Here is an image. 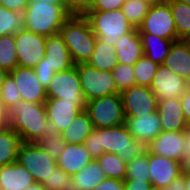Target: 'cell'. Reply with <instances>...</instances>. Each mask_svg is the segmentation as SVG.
I'll return each instance as SVG.
<instances>
[{"label": "cell", "instance_id": "1", "mask_svg": "<svg viewBox=\"0 0 190 190\" xmlns=\"http://www.w3.org/2000/svg\"><path fill=\"white\" fill-rule=\"evenodd\" d=\"M9 128L25 143H37L49 126L45 103L18 101L9 110Z\"/></svg>", "mask_w": 190, "mask_h": 190}, {"label": "cell", "instance_id": "2", "mask_svg": "<svg viewBox=\"0 0 190 190\" xmlns=\"http://www.w3.org/2000/svg\"><path fill=\"white\" fill-rule=\"evenodd\" d=\"M69 17L65 5L30 1L23 13L24 29L45 37L56 35Z\"/></svg>", "mask_w": 190, "mask_h": 190}, {"label": "cell", "instance_id": "3", "mask_svg": "<svg viewBox=\"0 0 190 190\" xmlns=\"http://www.w3.org/2000/svg\"><path fill=\"white\" fill-rule=\"evenodd\" d=\"M59 34L75 65L89 61L97 38L84 16H70L62 25Z\"/></svg>", "mask_w": 190, "mask_h": 190}, {"label": "cell", "instance_id": "4", "mask_svg": "<svg viewBox=\"0 0 190 190\" xmlns=\"http://www.w3.org/2000/svg\"><path fill=\"white\" fill-rule=\"evenodd\" d=\"M84 17L89 21L96 38L112 46L122 35L134 29L121 8L111 11L91 10Z\"/></svg>", "mask_w": 190, "mask_h": 190}, {"label": "cell", "instance_id": "5", "mask_svg": "<svg viewBox=\"0 0 190 190\" xmlns=\"http://www.w3.org/2000/svg\"><path fill=\"white\" fill-rule=\"evenodd\" d=\"M100 148H103L104 152L117 154L126 164L147 150V146L134 139L124 124L100 128Z\"/></svg>", "mask_w": 190, "mask_h": 190}, {"label": "cell", "instance_id": "6", "mask_svg": "<svg viewBox=\"0 0 190 190\" xmlns=\"http://www.w3.org/2000/svg\"><path fill=\"white\" fill-rule=\"evenodd\" d=\"M85 111L95 129L123 125L126 118L120 93L86 102Z\"/></svg>", "mask_w": 190, "mask_h": 190}, {"label": "cell", "instance_id": "7", "mask_svg": "<svg viewBox=\"0 0 190 190\" xmlns=\"http://www.w3.org/2000/svg\"><path fill=\"white\" fill-rule=\"evenodd\" d=\"M80 76L85 102L120 93L111 71L97 70L87 63L75 65Z\"/></svg>", "mask_w": 190, "mask_h": 190}, {"label": "cell", "instance_id": "8", "mask_svg": "<svg viewBox=\"0 0 190 190\" xmlns=\"http://www.w3.org/2000/svg\"><path fill=\"white\" fill-rule=\"evenodd\" d=\"M17 162L26 168L35 182L44 183L58 167L56 159L52 158L37 143H25L19 147Z\"/></svg>", "mask_w": 190, "mask_h": 190}, {"label": "cell", "instance_id": "9", "mask_svg": "<svg viewBox=\"0 0 190 190\" xmlns=\"http://www.w3.org/2000/svg\"><path fill=\"white\" fill-rule=\"evenodd\" d=\"M139 33L154 34L160 38L177 41L175 21L170 5L166 0L150 6L143 23L137 28Z\"/></svg>", "mask_w": 190, "mask_h": 190}, {"label": "cell", "instance_id": "10", "mask_svg": "<svg viewBox=\"0 0 190 190\" xmlns=\"http://www.w3.org/2000/svg\"><path fill=\"white\" fill-rule=\"evenodd\" d=\"M18 66L35 68L45 57L46 37L22 29L15 34Z\"/></svg>", "mask_w": 190, "mask_h": 190}, {"label": "cell", "instance_id": "11", "mask_svg": "<svg viewBox=\"0 0 190 190\" xmlns=\"http://www.w3.org/2000/svg\"><path fill=\"white\" fill-rule=\"evenodd\" d=\"M85 100L65 101L59 98H47L45 107L49 127L61 133L75 117L85 110Z\"/></svg>", "mask_w": 190, "mask_h": 190}, {"label": "cell", "instance_id": "12", "mask_svg": "<svg viewBox=\"0 0 190 190\" xmlns=\"http://www.w3.org/2000/svg\"><path fill=\"white\" fill-rule=\"evenodd\" d=\"M47 98H59L65 101L84 100L80 76L76 66L54 74L46 89Z\"/></svg>", "mask_w": 190, "mask_h": 190}, {"label": "cell", "instance_id": "13", "mask_svg": "<svg viewBox=\"0 0 190 190\" xmlns=\"http://www.w3.org/2000/svg\"><path fill=\"white\" fill-rule=\"evenodd\" d=\"M125 116L141 117L157 111V97L149 87L134 85L121 93Z\"/></svg>", "mask_w": 190, "mask_h": 190}, {"label": "cell", "instance_id": "14", "mask_svg": "<svg viewBox=\"0 0 190 190\" xmlns=\"http://www.w3.org/2000/svg\"><path fill=\"white\" fill-rule=\"evenodd\" d=\"M189 86L188 81L172 72L164 64H160L153 77L150 89L157 97V100H166L181 98Z\"/></svg>", "mask_w": 190, "mask_h": 190}, {"label": "cell", "instance_id": "15", "mask_svg": "<svg viewBox=\"0 0 190 190\" xmlns=\"http://www.w3.org/2000/svg\"><path fill=\"white\" fill-rule=\"evenodd\" d=\"M183 131H162L147 145V150L159 156L181 162L186 155Z\"/></svg>", "mask_w": 190, "mask_h": 190}, {"label": "cell", "instance_id": "16", "mask_svg": "<svg viewBox=\"0 0 190 190\" xmlns=\"http://www.w3.org/2000/svg\"><path fill=\"white\" fill-rule=\"evenodd\" d=\"M10 75L16 82L22 100L30 103L46 102V88L40 83L33 68L17 66Z\"/></svg>", "mask_w": 190, "mask_h": 190}, {"label": "cell", "instance_id": "17", "mask_svg": "<svg viewBox=\"0 0 190 190\" xmlns=\"http://www.w3.org/2000/svg\"><path fill=\"white\" fill-rule=\"evenodd\" d=\"M148 168L152 187L162 189L182 175L181 162L148 151Z\"/></svg>", "mask_w": 190, "mask_h": 190}, {"label": "cell", "instance_id": "18", "mask_svg": "<svg viewBox=\"0 0 190 190\" xmlns=\"http://www.w3.org/2000/svg\"><path fill=\"white\" fill-rule=\"evenodd\" d=\"M124 125L134 139L140 140L146 146L162 132L158 111L143 116H125Z\"/></svg>", "mask_w": 190, "mask_h": 190}, {"label": "cell", "instance_id": "19", "mask_svg": "<svg viewBox=\"0 0 190 190\" xmlns=\"http://www.w3.org/2000/svg\"><path fill=\"white\" fill-rule=\"evenodd\" d=\"M45 63L56 73L69 70L75 66L60 34L46 37Z\"/></svg>", "mask_w": 190, "mask_h": 190}, {"label": "cell", "instance_id": "20", "mask_svg": "<svg viewBox=\"0 0 190 190\" xmlns=\"http://www.w3.org/2000/svg\"><path fill=\"white\" fill-rule=\"evenodd\" d=\"M157 111L160 116L162 131H184L188 125L182 111L180 98L158 100Z\"/></svg>", "mask_w": 190, "mask_h": 190}, {"label": "cell", "instance_id": "21", "mask_svg": "<svg viewBox=\"0 0 190 190\" xmlns=\"http://www.w3.org/2000/svg\"><path fill=\"white\" fill-rule=\"evenodd\" d=\"M168 69L190 83V43L189 40L174 41L163 63Z\"/></svg>", "mask_w": 190, "mask_h": 190}, {"label": "cell", "instance_id": "22", "mask_svg": "<svg viewBox=\"0 0 190 190\" xmlns=\"http://www.w3.org/2000/svg\"><path fill=\"white\" fill-rule=\"evenodd\" d=\"M92 160L93 158L86 150L84 144H67L62 153L57 157L56 162L58 168H61L72 176Z\"/></svg>", "mask_w": 190, "mask_h": 190}, {"label": "cell", "instance_id": "23", "mask_svg": "<svg viewBox=\"0 0 190 190\" xmlns=\"http://www.w3.org/2000/svg\"><path fill=\"white\" fill-rule=\"evenodd\" d=\"M118 63L132 65L144 55L141 37L137 28L121 36L115 44Z\"/></svg>", "mask_w": 190, "mask_h": 190}, {"label": "cell", "instance_id": "24", "mask_svg": "<svg viewBox=\"0 0 190 190\" xmlns=\"http://www.w3.org/2000/svg\"><path fill=\"white\" fill-rule=\"evenodd\" d=\"M35 180L17 161L0 167V190H24Z\"/></svg>", "mask_w": 190, "mask_h": 190}, {"label": "cell", "instance_id": "25", "mask_svg": "<svg viewBox=\"0 0 190 190\" xmlns=\"http://www.w3.org/2000/svg\"><path fill=\"white\" fill-rule=\"evenodd\" d=\"M71 177L74 190H93L94 187L107 178L95 159Z\"/></svg>", "mask_w": 190, "mask_h": 190}, {"label": "cell", "instance_id": "26", "mask_svg": "<svg viewBox=\"0 0 190 190\" xmlns=\"http://www.w3.org/2000/svg\"><path fill=\"white\" fill-rule=\"evenodd\" d=\"M93 129L92 121L84 110L61 132V135L67 144H84L86 137Z\"/></svg>", "mask_w": 190, "mask_h": 190}, {"label": "cell", "instance_id": "27", "mask_svg": "<svg viewBox=\"0 0 190 190\" xmlns=\"http://www.w3.org/2000/svg\"><path fill=\"white\" fill-rule=\"evenodd\" d=\"M139 35L144 55L158 65L163 64L173 41L154 34L139 33Z\"/></svg>", "mask_w": 190, "mask_h": 190}, {"label": "cell", "instance_id": "28", "mask_svg": "<svg viewBox=\"0 0 190 190\" xmlns=\"http://www.w3.org/2000/svg\"><path fill=\"white\" fill-rule=\"evenodd\" d=\"M87 64L97 70L112 71L119 64L115 47L97 39L95 48Z\"/></svg>", "mask_w": 190, "mask_h": 190}, {"label": "cell", "instance_id": "29", "mask_svg": "<svg viewBox=\"0 0 190 190\" xmlns=\"http://www.w3.org/2000/svg\"><path fill=\"white\" fill-rule=\"evenodd\" d=\"M22 140L9 127L0 132V167L17 161V155Z\"/></svg>", "mask_w": 190, "mask_h": 190}, {"label": "cell", "instance_id": "30", "mask_svg": "<svg viewBox=\"0 0 190 190\" xmlns=\"http://www.w3.org/2000/svg\"><path fill=\"white\" fill-rule=\"evenodd\" d=\"M175 21L176 31L179 39H190V5L180 0H166Z\"/></svg>", "mask_w": 190, "mask_h": 190}, {"label": "cell", "instance_id": "31", "mask_svg": "<svg viewBox=\"0 0 190 190\" xmlns=\"http://www.w3.org/2000/svg\"><path fill=\"white\" fill-rule=\"evenodd\" d=\"M95 160L98 162L107 178L125 180L127 164L117 154L104 152Z\"/></svg>", "mask_w": 190, "mask_h": 190}, {"label": "cell", "instance_id": "32", "mask_svg": "<svg viewBox=\"0 0 190 190\" xmlns=\"http://www.w3.org/2000/svg\"><path fill=\"white\" fill-rule=\"evenodd\" d=\"M24 28L23 13L0 5V37L15 35Z\"/></svg>", "mask_w": 190, "mask_h": 190}, {"label": "cell", "instance_id": "33", "mask_svg": "<svg viewBox=\"0 0 190 190\" xmlns=\"http://www.w3.org/2000/svg\"><path fill=\"white\" fill-rule=\"evenodd\" d=\"M15 35L0 37V68L9 73L18 66Z\"/></svg>", "mask_w": 190, "mask_h": 190}, {"label": "cell", "instance_id": "34", "mask_svg": "<svg viewBox=\"0 0 190 190\" xmlns=\"http://www.w3.org/2000/svg\"><path fill=\"white\" fill-rule=\"evenodd\" d=\"M37 144L54 159H57L67 145L61 133L49 126L44 131Z\"/></svg>", "mask_w": 190, "mask_h": 190}, {"label": "cell", "instance_id": "35", "mask_svg": "<svg viewBox=\"0 0 190 190\" xmlns=\"http://www.w3.org/2000/svg\"><path fill=\"white\" fill-rule=\"evenodd\" d=\"M158 64L154 63L147 56L143 55L134 64V76L136 85L149 87L157 71Z\"/></svg>", "mask_w": 190, "mask_h": 190}, {"label": "cell", "instance_id": "36", "mask_svg": "<svg viewBox=\"0 0 190 190\" xmlns=\"http://www.w3.org/2000/svg\"><path fill=\"white\" fill-rule=\"evenodd\" d=\"M149 8L150 5L147 3L137 0H126L121 10L134 28H138L143 23Z\"/></svg>", "mask_w": 190, "mask_h": 190}, {"label": "cell", "instance_id": "37", "mask_svg": "<svg viewBox=\"0 0 190 190\" xmlns=\"http://www.w3.org/2000/svg\"><path fill=\"white\" fill-rule=\"evenodd\" d=\"M150 169L148 168V150L141 155L137 156L126 165L125 179H138L140 181H150Z\"/></svg>", "mask_w": 190, "mask_h": 190}, {"label": "cell", "instance_id": "38", "mask_svg": "<svg viewBox=\"0 0 190 190\" xmlns=\"http://www.w3.org/2000/svg\"><path fill=\"white\" fill-rule=\"evenodd\" d=\"M114 82L117 90L121 93L123 90H126L134 85L135 76H134V66L126 65L119 63L111 71Z\"/></svg>", "mask_w": 190, "mask_h": 190}, {"label": "cell", "instance_id": "39", "mask_svg": "<svg viewBox=\"0 0 190 190\" xmlns=\"http://www.w3.org/2000/svg\"><path fill=\"white\" fill-rule=\"evenodd\" d=\"M22 100L14 78L9 74L0 88V101L7 110Z\"/></svg>", "mask_w": 190, "mask_h": 190}, {"label": "cell", "instance_id": "40", "mask_svg": "<svg viewBox=\"0 0 190 190\" xmlns=\"http://www.w3.org/2000/svg\"><path fill=\"white\" fill-rule=\"evenodd\" d=\"M42 185L46 190H74L72 177L61 168H56Z\"/></svg>", "mask_w": 190, "mask_h": 190}, {"label": "cell", "instance_id": "41", "mask_svg": "<svg viewBox=\"0 0 190 190\" xmlns=\"http://www.w3.org/2000/svg\"><path fill=\"white\" fill-rule=\"evenodd\" d=\"M86 150L89 152L93 159L100 157L104 150L100 148V128L93 129L84 141Z\"/></svg>", "mask_w": 190, "mask_h": 190}, {"label": "cell", "instance_id": "42", "mask_svg": "<svg viewBox=\"0 0 190 190\" xmlns=\"http://www.w3.org/2000/svg\"><path fill=\"white\" fill-rule=\"evenodd\" d=\"M94 0H66V11L70 16H85L91 11Z\"/></svg>", "mask_w": 190, "mask_h": 190}, {"label": "cell", "instance_id": "43", "mask_svg": "<svg viewBox=\"0 0 190 190\" xmlns=\"http://www.w3.org/2000/svg\"><path fill=\"white\" fill-rule=\"evenodd\" d=\"M34 71L40 83L47 89L56 72L45 63V57L36 65Z\"/></svg>", "mask_w": 190, "mask_h": 190}, {"label": "cell", "instance_id": "44", "mask_svg": "<svg viewBox=\"0 0 190 190\" xmlns=\"http://www.w3.org/2000/svg\"><path fill=\"white\" fill-rule=\"evenodd\" d=\"M126 0H94L91 10L111 11L120 9Z\"/></svg>", "mask_w": 190, "mask_h": 190}, {"label": "cell", "instance_id": "45", "mask_svg": "<svg viewBox=\"0 0 190 190\" xmlns=\"http://www.w3.org/2000/svg\"><path fill=\"white\" fill-rule=\"evenodd\" d=\"M93 190H125L124 180L106 178L94 187Z\"/></svg>", "mask_w": 190, "mask_h": 190}, {"label": "cell", "instance_id": "46", "mask_svg": "<svg viewBox=\"0 0 190 190\" xmlns=\"http://www.w3.org/2000/svg\"><path fill=\"white\" fill-rule=\"evenodd\" d=\"M29 3L30 0H0L1 6L20 13H24Z\"/></svg>", "mask_w": 190, "mask_h": 190}, {"label": "cell", "instance_id": "47", "mask_svg": "<svg viewBox=\"0 0 190 190\" xmlns=\"http://www.w3.org/2000/svg\"><path fill=\"white\" fill-rule=\"evenodd\" d=\"M125 190H149L152 187L150 181H140L138 179H125Z\"/></svg>", "mask_w": 190, "mask_h": 190}, {"label": "cell", "instance_id": "48", "mask_svg": "<svg viewBox=\"0 0 190 190\" xmlns=\"http://www.w3.org/2000/svg\"><path fill=\"white\" fill-rule=\"evenodd\" d=\"M180 101L182 105V111L184 113V117L187 121V124H190V86L181 96Z\"/></svg>", "mask_w": 190, "mask_h": 190}, {"label": "cell", "instance_id": "49", "mask_svg": "<svg viewBox=\"0 0 190 190\" xmlns=\"http://www.w3.org/2000/svg\"><path fill=\"white\" fill-rule=\"evenodd\" d=\"M9 126V111L0 101V132Z\"/></svg>", "mask_w": 190, "mask_h": 190}, {"label": "cell", "instance_id": "50", "mask_svg": "<svg viewBox=\"0 0 190 190\" xmlns=\"http://www.w3.org/2000/svg\"><path fill=\"white\" fill-rule=\"evenodd\" d=\"M161 190H186L183 174Z\"/></svg>", "mask_w": 190, "mask_h": 190}, {"label": "cell", "instance_id": "51", "mask_svg": "<svg viewBox=\"0 0 190 190\" xmlns=\"http://www.w3.org/2000/svg\"><path fill=\"white\" fill-rule=\"evenodd\" d=\"M181 171L190 172V154H186L181 161Z\"/></svg>", "mask_w": 190, "mask_h": 190}, {"label": "cell", "instance_id": "52", "mask_svg": "<svg viewBox=\"0 0 190 190\" xmlns=\"http://www.w3.org/2000/svg\"><path fill=\"white\" fill-rule=\"evenodd\" d=\"M184 137L186 139V154H190V124L187 125L185 130L183 131Z\"/></svg>", "mask_w": 190, "mask_h": 190}, {"label": "cell", "instance_id": "53", "mask_svg": "<svg viewBox=\"0 0 190 190\" xmlns=\"http://www.w3.org/2000/svg\"><path fill=\"white\" fill-rule=\"evenodd\" d=\"M24 190H46V189L41 183L34 182L33 184H31L29 187L25 188Z\"/></svg>", "mask_w": 190, "mask_h": 190}, {"label": "cell", "instance_id": "54", "mask_svg": "<svg viewBox=\"0 0 190 190\" xmlns=\"http://www.w3.org/2000/svg\"><path fill=\"white\" fill-rule=\"evenodd\" d=\"M30 1H41V2H48L51 4H56V5H65L66 6V0H30Z\"/></svg>", "mask_w": 190, "mask_h": 190}, {"label": "cell", "instance_id": "55", "mask_svg": "<svg viewBox=\"0 0 190 190\" xmlns=\"http://www.w3.org/2000/svg\"><path fill=\"white\" fill-rule=\"evenodd\" d=\"M10 73L0 68V88Z\"/></svg>", "mask_w": 190, "mask_h": 190}, {"label": "cell", "instance_id": "56", "mask_svg": "<svg viewBox=\"0 0 190 190\" xmlns=\"http://www.w3.org/2000/svg\"><path fill=\"white\" fill-rule=\"evenodd\" d=\"M186 185V190H190V172H182Z\"/></svg>", "mask_w": 190, "mask_h": 190}, {"label": "cell", "instance_id": "57", "mask_svg": "<svg viewBox=\"0 0 190 190\" xmlns=\"http://www.w3.org/2000/svg\"><path fill=\"white\" fill-rule=\"evenodd\" d=\"M137 1H141V2L147 3L150 6H152V5H155V4L159 3L162 0H137Z\"/></svg>", "mask_w": 190, "mask_h": 190}, {"label": "cell", "instance_id": "58", "mask_svg": "<svg viewBox=\"0 0 190 190\" xmlns=\"http://www.w3.org/2000/svg\"><path fill=\"white\" fill-rule=\"evenodd\" d=\"M180 1L184 2L185 4L190 5V0H180Z\"/></svg>", "mask_w": 190, "mask_h": 190}, {"label": "cell", "instance_id": "59", "mask_svg": "<svg viewBox=\"0 0 190 190\" xmlns=\"http://www.w3.org/2000/svg\"><path fill=\"white\" fill-rule=\"evenodd\" d=\"M149 190H161V189H157L156 187H151Z\"/></svg>", "mask_w": 190, "mask_h": 190}]
</instances>
